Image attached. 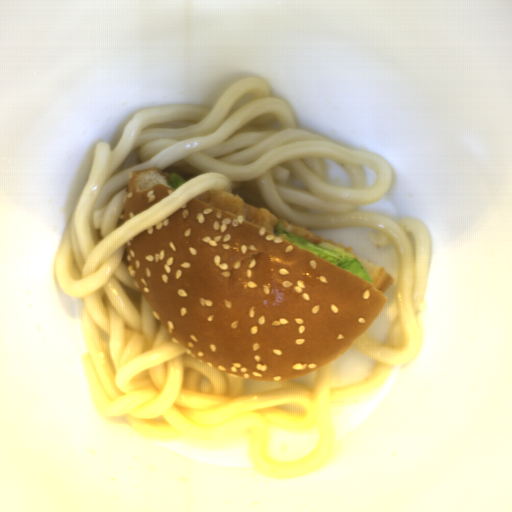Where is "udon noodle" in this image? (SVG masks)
<instances>
[{
  "mask_svg": "<svg viewBox=\"0 0 512 512\" xmlns=\"http://www.w3.org/2000/svg\"><path fill=\"white\" fill-rule=\"evenodd\" d=\"M324 158L346 170L352 186L326 183ZM361 165L377 175L367 188ZM152 167L189 181L123 224L128 172ZM392 181L389 160L376 151L299 128L288 102L271 96L257 75L229 84L212 107L182 103L133 114L113 150L94 143L52 265L60 290L82 300V369L98 416L123 417L140 438L195 448L249 440L251 465L285 480L326 465L336 454L331 407L384 386L395 366L417 358L424 338L429 226L415 216L396 221L358 210L382 200ZM213 191L236 193L308 230L371 227L369 242L396 248L399 316L384 344L364 333L352 345L376 360L369 379L332 389L331 362L318 370L313 388L283 381L243 395L246 378L225 375L176 345L140 292L124 243ZM289 404L306 411L294 415L277 407ZM317 428L320 438L307 456L289 462L269 454L271 430L300 436Z\"/></svg>",
  "mask_w": 512,
  "mask_h": 512,
  "instance_id": "obj_1",
  "label": "udon noodle"
}]
</instances>
